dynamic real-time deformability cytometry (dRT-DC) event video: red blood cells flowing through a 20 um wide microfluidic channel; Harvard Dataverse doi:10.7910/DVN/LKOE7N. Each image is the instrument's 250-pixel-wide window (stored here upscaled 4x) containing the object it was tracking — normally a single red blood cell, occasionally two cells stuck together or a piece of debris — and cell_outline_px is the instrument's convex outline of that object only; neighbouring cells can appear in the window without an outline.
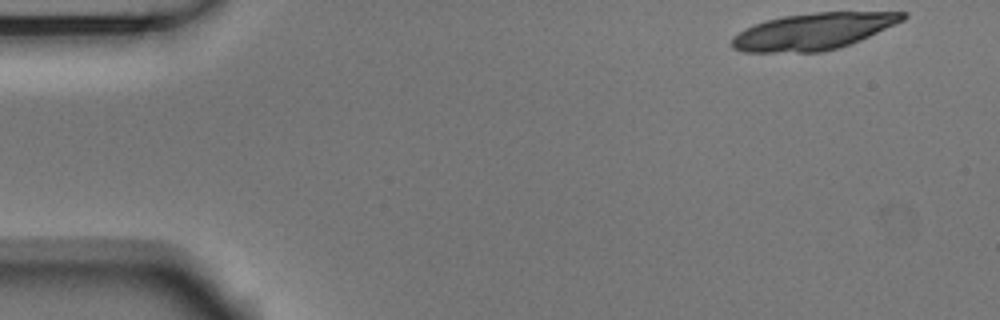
{"species": "Egyptian fruit bat (a non-hibernating species)", "species_latin": "Rousettus aegyptiacus", "temperature_condition": "room temperature", "stored_images_in_passage": 10, "camera_frame_rate_fps": 3000, "um_per_image_px": 0.085, "animal": {"sex": "male"}, "frame": {"image": 1, "passage_image": 1, "time_ms": 0.0, "image_size_px": [1000, 320], "cell_outline_px": [[908, 16], [904, 20], [860, 40], [840, 48], [820, 52], [744, 52], [732, 48], [732, 36], [744, 28], [768, 20], [784, 16], [816, 12], [908, 12]], "centroid_in_image_um": [69.12, 2.67], "position_along_channel_um": 15.9, "area_um2": 36.3}}